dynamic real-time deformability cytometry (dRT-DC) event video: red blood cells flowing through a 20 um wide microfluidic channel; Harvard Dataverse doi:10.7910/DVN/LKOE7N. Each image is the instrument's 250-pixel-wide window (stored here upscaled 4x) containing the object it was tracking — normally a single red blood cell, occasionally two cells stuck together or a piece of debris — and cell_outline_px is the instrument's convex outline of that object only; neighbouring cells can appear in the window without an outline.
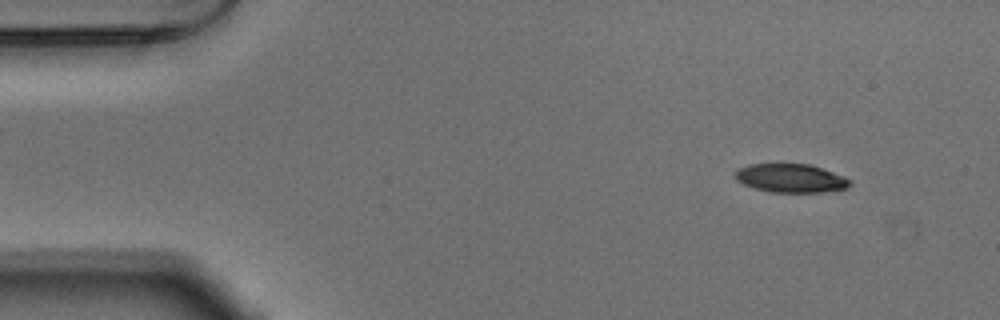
{"species": "Egyptian fruit bat (a non-hibernating species)", "species_latin": "Rousettus aegyptiacus", "temperature_condition": "warm", "stored_images_in_passage": 54, "camera_frame_rate_fps": 3000, "um_per_image_px": 0.085, "animal": {"sex": "male"}, "frame": {"image": 1, "passage_image": 5, "time_ms": 1.333, "image_size_px": [1000, 320], "cell_outline_px": [[852, 184], [848, 188], [820, 192], [768, 192], [744, 184], [736, 180], [736, 168], [748, 164], [808, 164], [844, 176], [852, 180]], "centroid_in_image_um": [67.22, 15.15], "position_along_channel_um": 17.8, "area_um2": 19.07}}
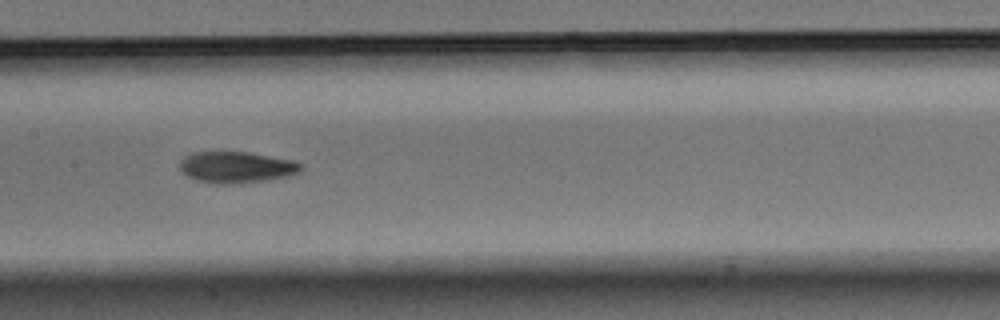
{"frame": {"image": 2, "passage_image": 26, "time_ms": 8.333, "image_size_px": [1000, 320], "cell_outline_px": [[304, 168], [300, 172], [288, 176], [268, 180], [236, 184], [212, 184], [196, 180], [180, 172], [180, 160], [184, 156], [196, 152], [248, 152], [292, 160], [304, 164]], "centroid_in_image_um": [20.11, 14.23], "position_along_channel_um": 187.3, "area_um2": 22.43}}
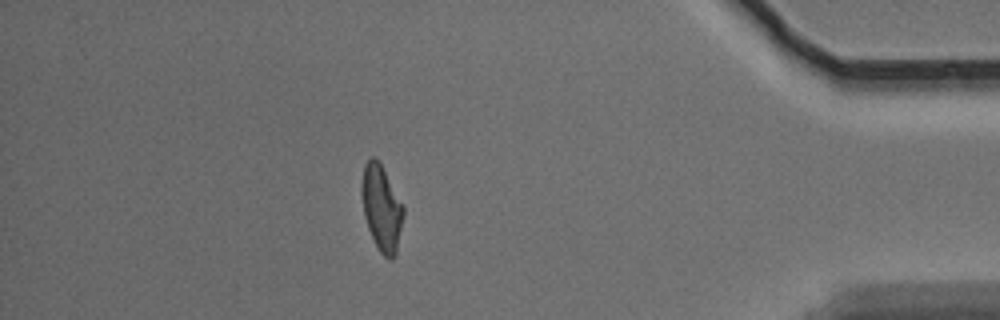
{"frame": {"image": 3, "passage_image": 47, "time_ms": 15.333, "image_size_px": [1000, 320], "cell_outline_px": [[404, 212], [396, 252], [392, 260], [388, 260], [380, 252], [368, 228], [364, 216], [360, 192], [360, 184], [364, 164], [372, 156], [376, 156], [404, 204]], "centroid_in_image_um": [32.42, 17.63], "position_along_channel_um": 402.8, "area_um2": 21.04}, "authors_computed_cell_mechanics": {"area_um2": 21.1259, "velocity_mm_per_s": 3.7069, "shape_relaxation_time_tau1_ms": 4.209, "shape_relaxation_time_tau2_ms": 3.9513, "deformation_change_tau1": 0.1943, "deformation_change_tau2": 0.1219}}